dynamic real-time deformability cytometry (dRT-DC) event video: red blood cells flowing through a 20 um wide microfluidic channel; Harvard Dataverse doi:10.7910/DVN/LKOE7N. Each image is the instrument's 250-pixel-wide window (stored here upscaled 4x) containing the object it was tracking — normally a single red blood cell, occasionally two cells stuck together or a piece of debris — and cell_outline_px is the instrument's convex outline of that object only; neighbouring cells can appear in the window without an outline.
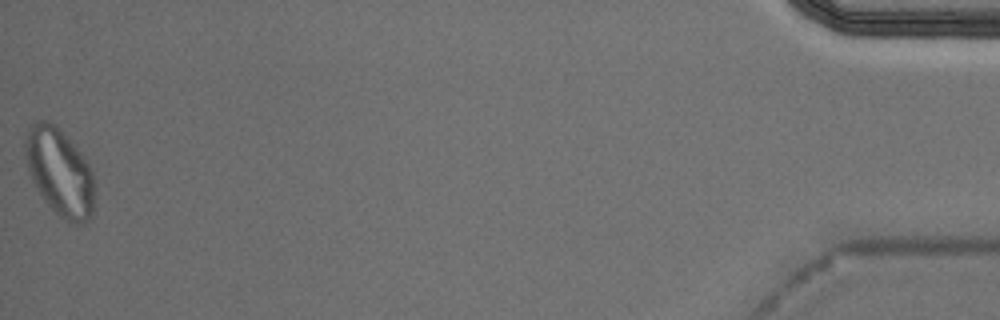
{"species": "Egyptian fruit bat (a non-hibernating species)", "species_latin": "Rousettus aegyptiacus", "temperature_condition": "cold", "stored_images_in_passage": 54, "segment_of_instrument_passage": [2, 2], "camera_frame_rate_fps": 3000, "um_per_image_px": 0.085, "animal": {"sex": "male"}, "frame": {"image": 1, "passage_image": 54, "time_ms": 17.667, "image_size_px": [1000, 320], "cell_outline_px": [[96, 196], [92, 216], [84, 224], [68, 224], [44, 200], [36, 188], [28, 172], [24, 156], [24, 140], [28, 128], [36, 120], [44, 120], [56, 124], [80, 152], [92, 168], [96, 184]], "centroid_in_image_um": [5.1, 14.65], "position_along_channel_um": 430.1, "area_um2": 36.24}}